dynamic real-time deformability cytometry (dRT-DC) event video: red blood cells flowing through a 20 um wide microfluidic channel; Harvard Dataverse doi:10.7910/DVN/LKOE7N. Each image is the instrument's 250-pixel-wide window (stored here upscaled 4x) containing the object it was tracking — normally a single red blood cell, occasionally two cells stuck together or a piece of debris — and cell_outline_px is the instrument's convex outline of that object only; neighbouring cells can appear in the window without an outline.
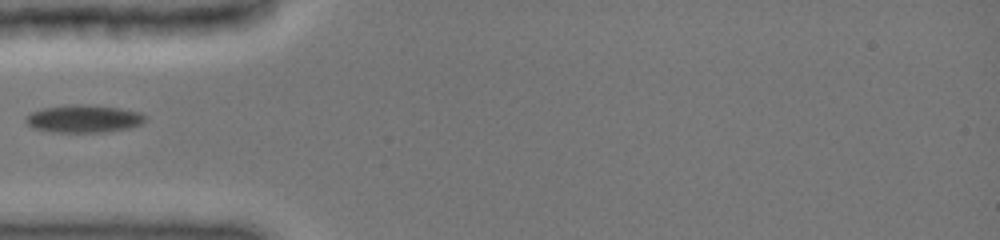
{"species": "common noctule bat (a hibernating species)", "species_latin": "Nyctalus noctula", "temperature_condition": "cold", "stored_images_in_passage": 31, "camera_frame_rate_fps": 3000, "um_per_image_px": 0.085, "animal": {"sex": "female", "body_mass_g": 19.0, "forearm_length_mm": 51.5}, "frame": {"image": 1, "passage_image": 1, "time_ms": 0.0, "image_size_px": [1000, 240], "cell_outline_px": [[148, 120], [140, 124], [128, 128], [108, 132], [56, 132], [32, 128], [24, 120], [32, 112], [44, 108], [76, 104], [80, 104], [120, 108], [140, 112], [148, 116]], "centroid_in_image_um": [7.17, 10.1], "position_along_channel_um": 77.8, "area_um2": 19.19}}
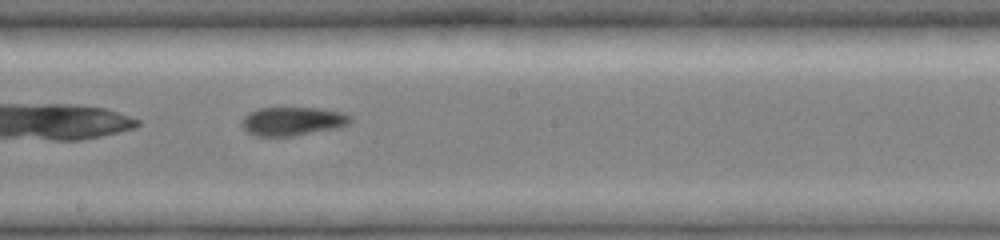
{"frame": {"image": 2, "passage_image": 12, "time_ms": 3.667, "image_size_px": [1000, 240], "cell_outline_px": [[352, 120], [348, 124], [336, 128], [292, 136], [256, 136], [248, 132], [240, 124], [244, 116], [260, 108], [320, 108], [344, 112], [352, 116]], "centroid_in_image_um": [24.89, 10.3], "position_along_channel_um": 223.3, "area_um2": 18.03}}
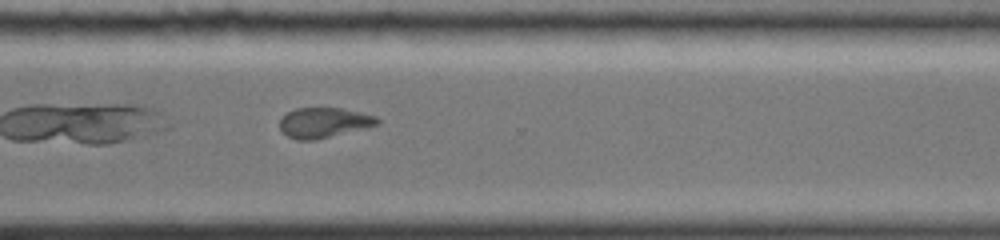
{"frame": {"image": 3, "passage_image": 21, "time_ms": 6.667, "image_size_px": [1000, 240], "cell_outline_px": [[380, 124], [312, 140], [296, 140], [288, 136], [280, 128], [280, 120], [288, 112], [296, 108], [340, 108], [376, 116], [380, 120]], "centroid_in_image_um": [27.52, 10.41], "position_along_channel_um": 343.1, "area_um2": 16.7}}